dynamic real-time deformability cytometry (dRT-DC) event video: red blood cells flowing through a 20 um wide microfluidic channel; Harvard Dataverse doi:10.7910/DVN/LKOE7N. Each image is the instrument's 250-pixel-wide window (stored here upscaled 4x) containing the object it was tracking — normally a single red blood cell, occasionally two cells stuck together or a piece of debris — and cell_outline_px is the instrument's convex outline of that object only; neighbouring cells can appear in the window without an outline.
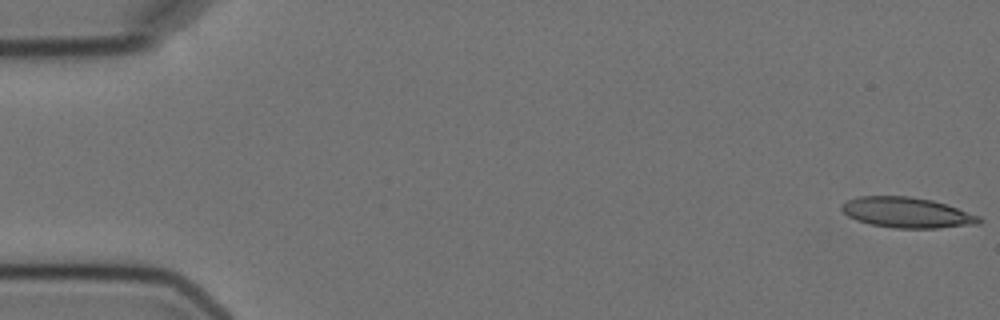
{"species": "Egyptian fruit bat (a non-hibernating species)", "species_latin": "Rousettus aegyptiacus", "temperature_condition": "cold", "stored_images_in_passage": 10, "camera_frame_rate_fps": 3000, "um_per_image_px": 0.085, "animal": {"sex": "female"}, "frame": {"image": 1, "passage_image": 1, "time_ms": 0.0, "image_size_px": [1000, 320], "cell_outline_px": [[984, 220], [980, 224], [936, 228], [892, 228], [872, 224], [856, 220], [848, 216], [840, 208], [840, 204], [856, 196], [908, 196], [932, 200], [980, 216]], "centroid_in_image_um": [77.07, 18.07], "position_along_channel_um": 7.9, "area_um2": 24.39}}
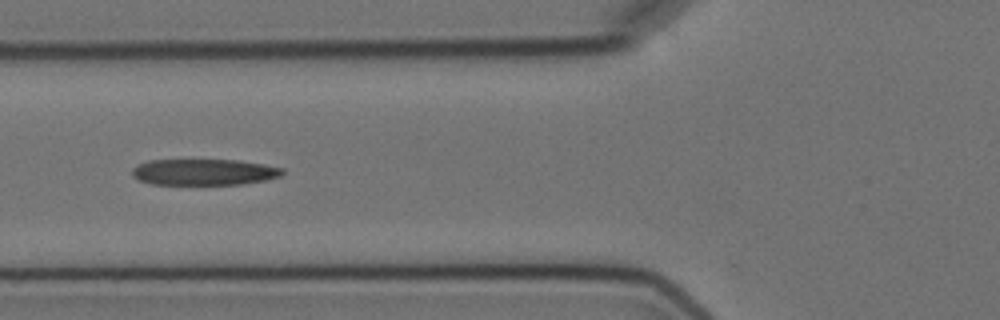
{"frame": {"image": 2, "passage_image": 6, "time_ms": 6.667, "image_size_px": [1000, 320], "cell_outline_px": [[284, 172], [280, 176], [268, 180], [240, 184], [152, 184], [136, 180], [132, 176], [132, 168], [136, 164], [148, 160], [240, 160], [264, 164], [284, 168]], "centroid_in_image_um": [17.32, 14.62], "position_along_channel_um": 108.5, "area_um2": 23.18}}
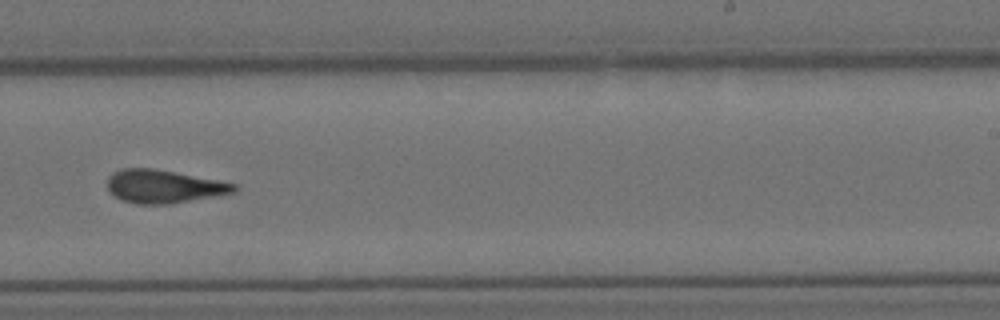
{"frame": {"image": 3, "passage_image": 10, "time_ms": 11.333, "image_size_px": [1000, 320], "cell_outline_px": [[236, 192], [168, 204], [136, 204], [120, 200], [108, 188], [108, 176], [112, 172], [120, 168], [152, 168], [216, 180], [236, 184]], "centroid_in_image_um": [13.86, 15.84], "position_along_channel_um": 275.1, "area_um2": 24.16}}